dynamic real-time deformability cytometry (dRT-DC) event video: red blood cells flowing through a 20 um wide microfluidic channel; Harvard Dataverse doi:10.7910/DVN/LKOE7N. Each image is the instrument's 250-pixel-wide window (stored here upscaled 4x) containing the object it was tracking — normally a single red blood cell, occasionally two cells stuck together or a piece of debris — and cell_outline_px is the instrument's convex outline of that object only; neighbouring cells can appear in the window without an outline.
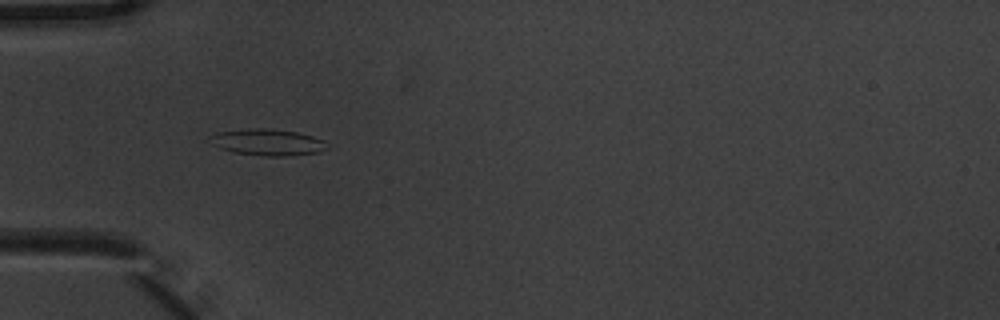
{"species": "common noctule bat (a hibernating species)", "species_latin": "Nyctalus noctula", "temperature_condition": "warm", "stored_images_in_passage": 11, "camera_frame_rate_fps": 3000, "um_per_image_px": 0.085, "animal": {"sex": "male", "body_mass_g": 20.1, "forearm_length_mm": 53.5}, "frame": {"image": 1, "passage_image": 5, "time_ms": 1.333, "image_size_px": [1000, 320], "cell_outline_px": [[324, 148], [316, 152], [284, 156], [264, 156], [232, 152], [220, 148], [212, 144], [208, 136], [216, 132], [248, 128], [268, 128], [296, 132], [312, 136], [324, 140]], "centroid_in_image_um": [22.64, 12.07], "position_along_channel_um": 62.4, "area_um2": 17.86}}
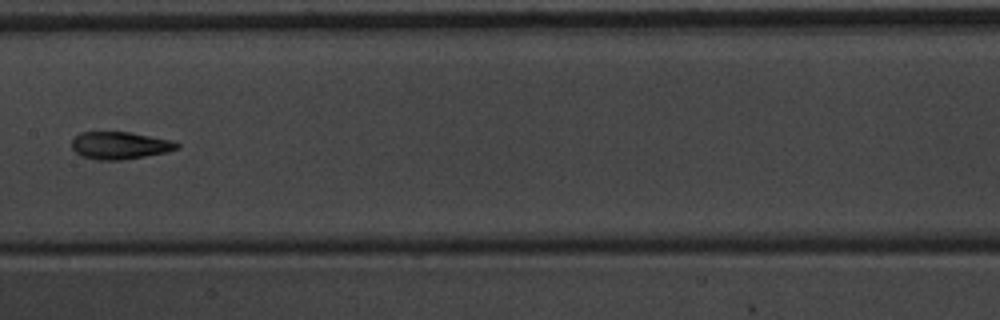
{"frame": {"image": 2, "passage_image": 8, "time_ms": 2.333, "image_size_px": [1000, 320], "cell_outline_px": [[180, 148], [168, 152], [120, 160], [100, 160], [80, 156], [72, 148], [72, 140], [80, 132], [128, 132], [172, 140], [180, 144]], "centroid_in_image_um": [10.2, 12.36], "position_along_channel_um": 197.2, "area_um2": 16.76}}
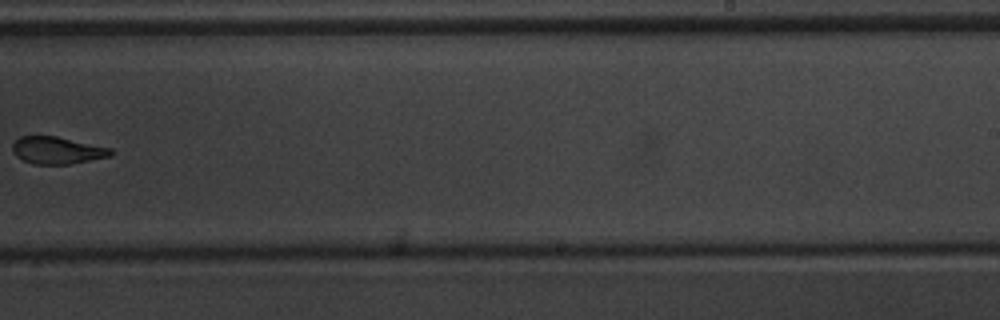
{"frame": {"image": 3, "passage_image": 10, "time_ms": 3.0, "image_size_px": [1000, 320], "cell_outline_px": [[112, 156], [68, 164], [32, 164], [16, 156], [12, 152], [12, 144], [20, 136], [56, 136], [112, 148]], "centroid_in_image_um": [4.85, 12.78], "position_along_channel_um": 284.2, "area_um2": 15.55}}